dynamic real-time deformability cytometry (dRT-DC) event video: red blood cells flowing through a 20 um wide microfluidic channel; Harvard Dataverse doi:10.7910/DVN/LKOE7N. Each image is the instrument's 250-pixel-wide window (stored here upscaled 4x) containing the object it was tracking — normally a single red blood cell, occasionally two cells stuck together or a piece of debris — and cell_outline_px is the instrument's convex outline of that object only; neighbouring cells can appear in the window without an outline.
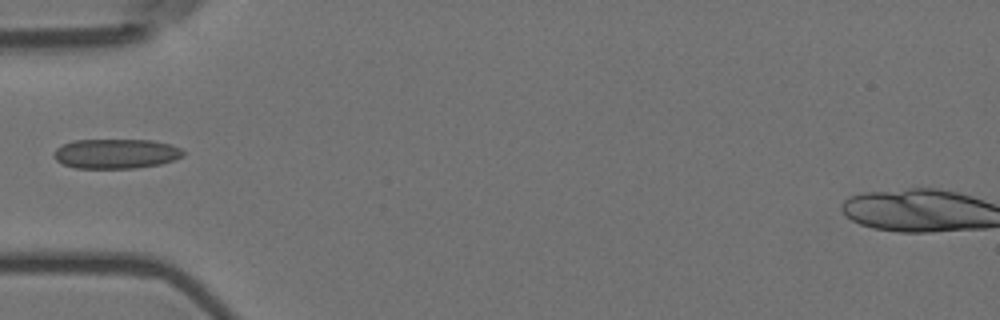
{"species": "Egyptian fruit bat (a non-hibernating species)", "species_latin": "Rousettus aegyptiacus", "temperature_condition": "room temperature", "stored_images_in_passage": 4, "camera_frame_rate_fps": 3000, "um_per_image_px": 0.085, "animal": {"sex": "female"}, "frame": {"image": 1, "passage_image": 3, "time_ms": 0.667, "image_size_px": [1000, 320], "cell_outline_px": [[184, 156], [160, 164], [136, 168], [76, 168], [64, 164], [56, 160], [52, 156], [56, 148], [72, 140], [152, 140], [172, 144], [180, 148], [184, 152]], "centroid_in_image_um": [9.86, 13.06], "position_along_channel_um": 75.1, "area_um2": 22.43}}
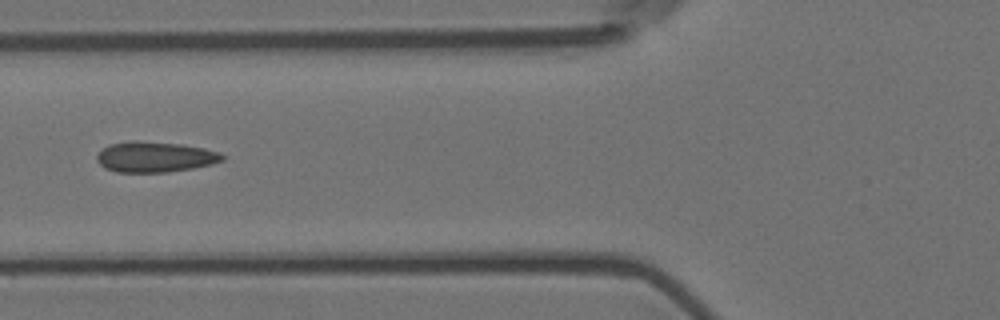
{"frame": {"image": 2, "passage_image": 4, "time_ms": 1.0, "image_size_px": [1000, 320], "cell_outline_px": [[224, 160], [212, 164], [192, 168], [168, 172], [116, 172], [104, 168], [96, 160], [96, 156], [104, 148], [112, 144], [180, 144], [204, 148], [220, 152], [224, 156]], "centroid_in_image_um": [13.23, 13.4], "position_along_channel_um": 112.6, "area_um2": 21.27}}